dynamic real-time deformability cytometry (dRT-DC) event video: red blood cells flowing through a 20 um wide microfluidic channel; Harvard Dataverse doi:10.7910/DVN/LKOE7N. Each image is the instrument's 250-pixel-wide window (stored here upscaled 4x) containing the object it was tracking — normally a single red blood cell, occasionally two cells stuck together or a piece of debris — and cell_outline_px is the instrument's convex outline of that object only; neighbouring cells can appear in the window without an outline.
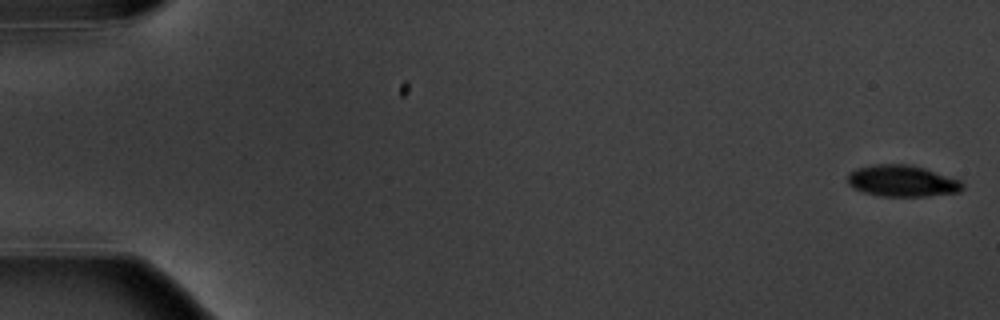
{"species": "common noctule bat (a hibernating species)", "species_latin": "Nyctalus noctula", "temperature_condition": "warm", "stored_images_in_passage": 6, "camera_frame_rate_fps": 3000, "um_per_image_px": 0.085, "animal": {"sex": "male", "body_mass_g": 20.1, "forearm_length_mm": 53.5}, "frame": {"image": 1, "passage_image": 1, "time_ms": 0.0, "image_size_px": [1000, 320], "cell_outline_px": [[964, 188], [960, 192], [924, 196], [880, 196], [864, 192], [848, 184], [848, 172], [856, 168], [876, 164], [908, 164], [924, 168], [960, 180], [964, 184]], "centroid_in_image_um": [76.69, 15.38], "position_along_channel_um": 8.3, "area_um2": 20.98}}
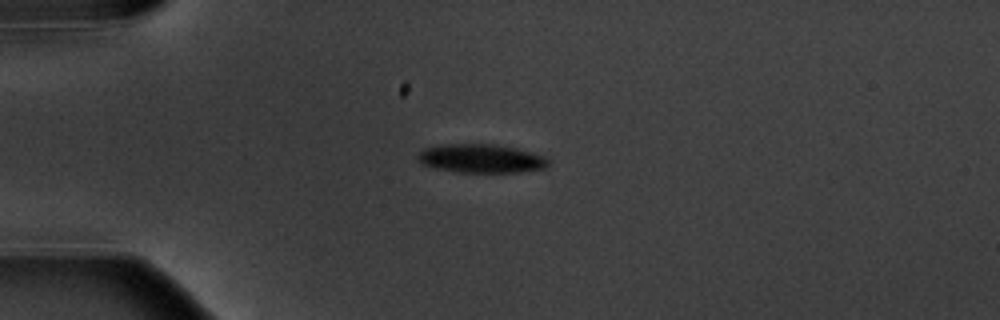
{"frame": {"image": 2, "passage_image": 5, "time_ms": 4.667, "image_size_px": [1000, 320], "cell_outline_px": [[552, 160], [548, 168], [516, 172], [456, 172], [432, 168], [420, 164], [416, 160], [416, 156], [424, 148], [440, 144], [496, 144], [516, 148], [532, 152], [544, 156]], "centroid_in_image_um": [40.88, 13.47], "position_along_channel_um": 44.1, "area_um2": 22.31}}